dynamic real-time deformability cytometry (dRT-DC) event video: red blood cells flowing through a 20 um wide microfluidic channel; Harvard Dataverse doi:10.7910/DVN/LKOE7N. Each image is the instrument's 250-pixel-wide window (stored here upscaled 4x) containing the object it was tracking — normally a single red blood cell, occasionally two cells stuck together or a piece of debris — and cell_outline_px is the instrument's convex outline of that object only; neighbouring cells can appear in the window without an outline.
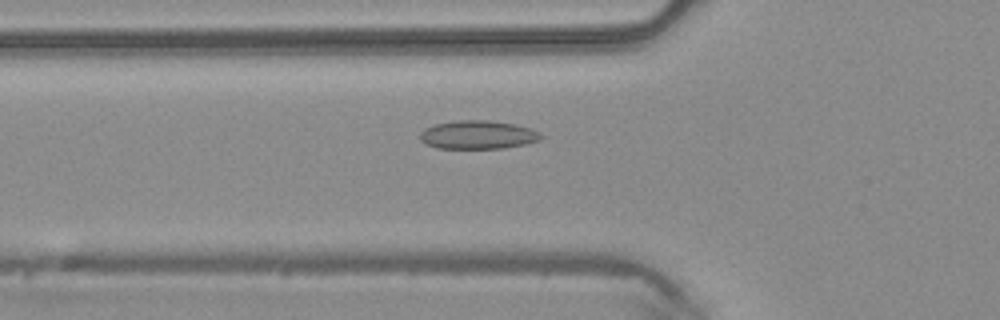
{"species": "common noctule bat (a hibernating species)", "species_latin": "Nyctalus noctula", "temperature_condition": "warm", "stored_images_in_passage": 32, "camera_frame_rate_fps": 3000, "um_per_image_px": 0.085, "animal": {"sex": "male", "body_mass_g": 20.4}, "frame": {"image": 1, "passage_image": 2, "time_ms": 0.333, "image_size_px": [1000, 320], "cell_outline_px": [[544, 136], [540, 140], [524, 144], [504, 148], [436, 148], [424, 144], [420, 140], [420, 132], [424, 128], [436, 124], [456, 120], [488, 120], [516, 124], [540, 132]], "centroid_in_image_um": [40.6, 11.45], "position_along_channel_um": 85.2, "area_um2": 20.17}}
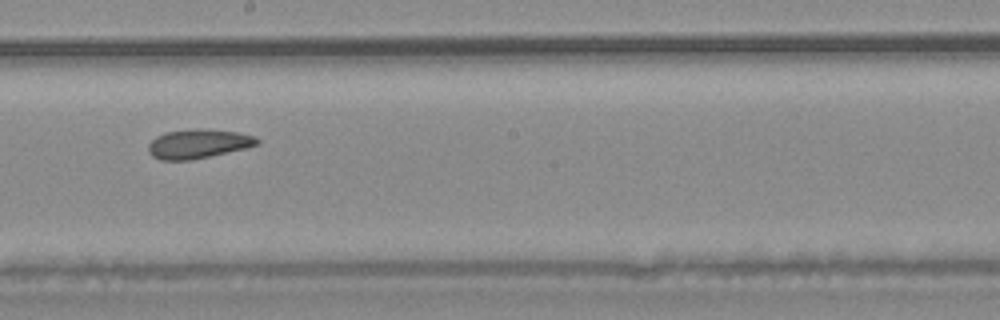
{"frame": {"image": 2, "passage_image": 12, "time_ms": 3.667, "image_size_px": [1000, 320], "cell_outline_px": [[260, 144], [248, 148], [192, 160], [160, 160], [152, 156], [148, 152], [148, 144], [156, 136], [164, 132], [200, 128], [236, 132], [256, 136], [260, 140]], "centroid_in_image_um": [16.87, 12.23], "position_along_channel_um": 231.3, "area_um2": 18.73}}
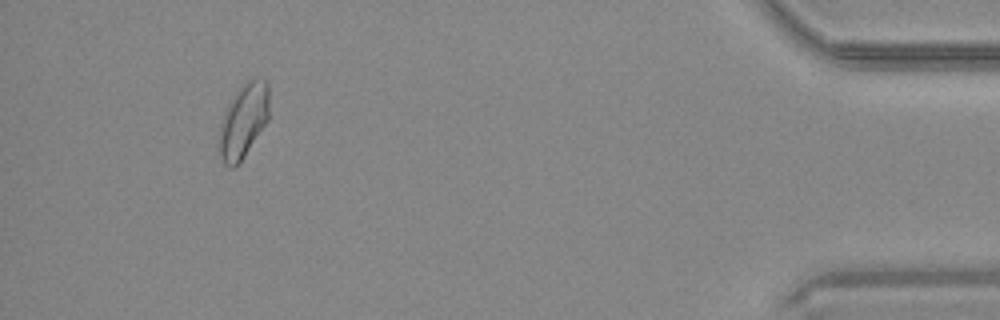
{"frame": {"image": 3, "passage_image": 29, "time_ms": 9.333, "image_size_px": [1000, 320], "cell_outline_px": [[268, 120], [244, 156], [232, 168], [228, 168], [224, 164], [220, 156], [220, 124], [224, 112], [232, 96], [244, 84], [256, 76], [268, 80]], "centroid_in_image_um": [20.7, 10.23], "position_along_channel_um": 414.5, "area_um2": 21.33}}